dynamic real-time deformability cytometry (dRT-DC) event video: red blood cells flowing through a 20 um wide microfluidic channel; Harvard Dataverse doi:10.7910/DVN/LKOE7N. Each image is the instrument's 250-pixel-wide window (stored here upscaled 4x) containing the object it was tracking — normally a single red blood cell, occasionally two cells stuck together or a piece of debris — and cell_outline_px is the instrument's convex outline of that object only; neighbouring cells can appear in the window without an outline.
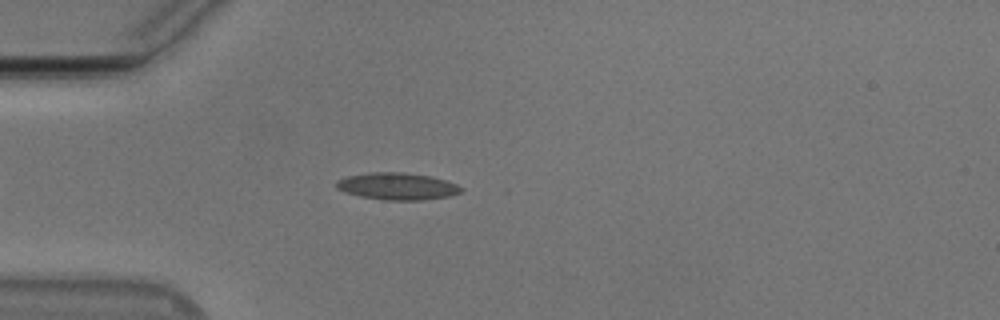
{"species": "Egyptian fruit bat (a non-hibernating species)", "species_latin": "Rousettus aegyptiacus", "temperature_condition": "cold", "stored_images_in_passage": 48, "camera_frame_rate_fps": 3000, "um_per_image_px": 0.085, "animal": {"sex": "male"}, "frame": {"image": 1, "passage_image": 9, "time_ms": 2.667, "image_size_px": [1000, 320], "cell_outline_px": [[464, 188], [460, 192], [448, 196], [424, 200], [384, 200], [360, 196], [344, 192], [336, 188], [336, 180], [348, 176], [368, 172], [404, 172], [432, 176], [456, 184]], "centroid_in_image_um": [33.75, 15.83], "position_along_channel_um": 51.3, "area_um2": 19.71}}
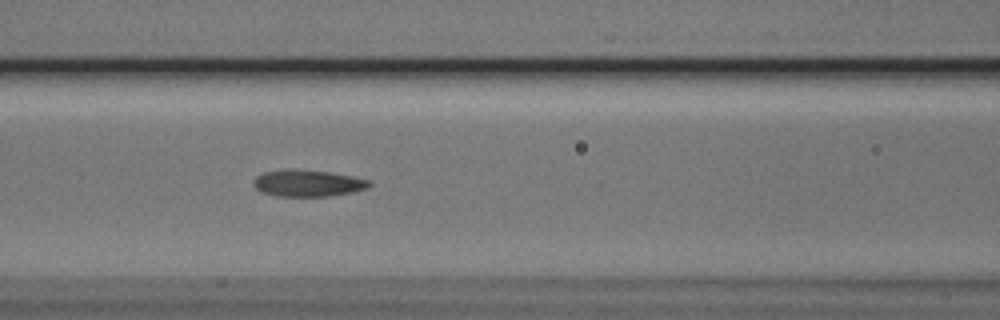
{"frame": {"image": 2, "passage_image": 17, "time_ms": 5.333, "image_size_px": [1000, 320], "cell_outline_px": [[372, 184], [368, 188], [352, 192], [328, 196], [276, 196], [260, 192], [252, 184], [252, 180], [256, 176], [264, 172], [328, 172], [352, 176], [368, 180]], "centroid_in_image_um": [26.17, 15.62], "position_along_channel_um": 140.4, "area_um2": 17.17}}
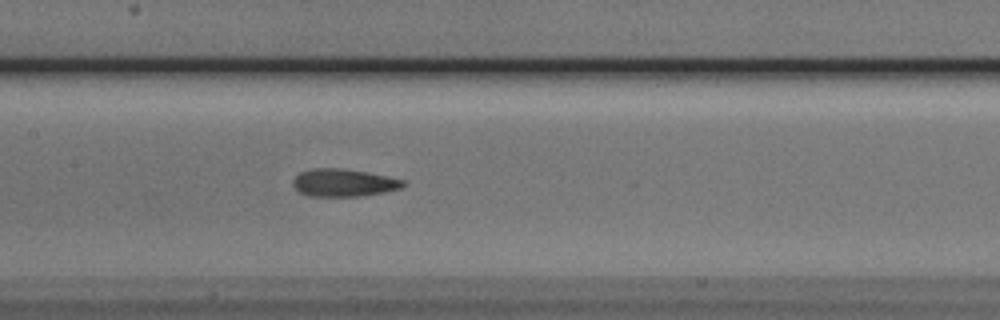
{"frame": {"image": 3, "passage_image": 20, "time_ms": 6.333, "image_size_px": [1000, 320], "cell_outline_px": [[408, 184], [400, 188], [384, 192], [360, 196], [308, 196], [300, 192], [292, 184], [292, 180], [300, 172], [312, 168], [340, 168], [368, 172], [388, 176], [404, 180]], "centroid_in_image_um": [29.22, 15.52], "position_along_channel_um": 178.2, "area_um2": 17.8}, "authors_computed_cell_mechanics": {"area_um2": 17.629, "velocity_mm_per_s": 3.7692, "shape_relaxation_time_tau1_ms": 6.6072, "shape_relaxation_time_tau2_ms": 2.4073, "deformation_change_tau1": 0.1909, "deformation_change_tau2": 0.1129}}